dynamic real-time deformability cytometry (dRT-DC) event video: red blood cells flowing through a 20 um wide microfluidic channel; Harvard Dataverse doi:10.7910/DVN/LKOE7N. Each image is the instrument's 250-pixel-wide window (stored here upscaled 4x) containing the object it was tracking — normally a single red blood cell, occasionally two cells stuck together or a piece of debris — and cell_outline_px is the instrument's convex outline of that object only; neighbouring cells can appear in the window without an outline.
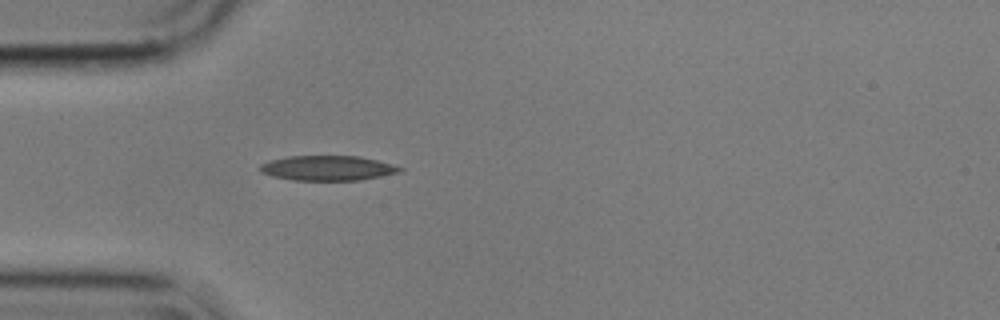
{"species": "common noctule bat (a hibernating species)", "species_latin": "Nyctalus noctula", "temperature_condition": "cold", "stored_images_in_passage": 17, "camera_frame_rate_fps": 3000, "um_per_image_px": 0.085, "animal": {"sex": "male", "body_mass_g": 17.9}, "frame": {"image": 1, "passage_image": 1, "time_ms": 0.0, "image_size_px": [1000, 320], "cell_outline_px": [[404, 168], [400, 172], [360, 180], [292, 180], [272, 176], [260, 172], [260, 164], [268, 160], [288, 156], [360, 156], [376, 160]], "centroid_in_image_um": [27.8, 14.28], "position_along_channel_um": 57.2, "area_um2": 20.23}}
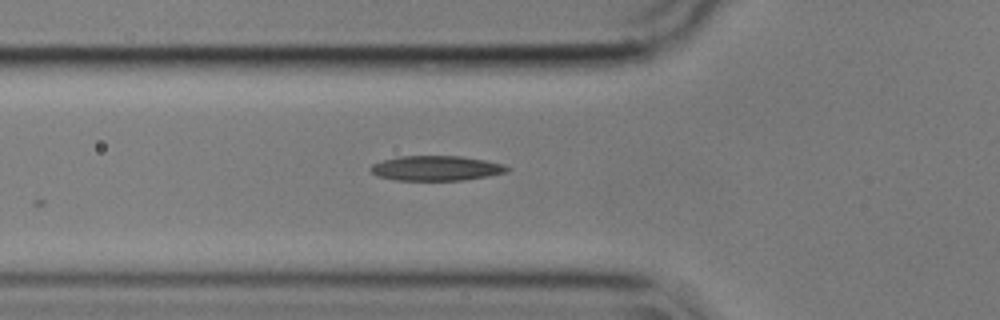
{"frame": {"image": 2, "passage_image": 4, "time_ms": 1.0, "image_size_px": [1000, 320], "cell_outline_px": [[512, 168], [508, 172], [488, 176], [464, 180], [396, 180], [376, 176], [368, 168], [372, 164], [384, 160], [400, 156], [460, 156], [484, 160], [504, 164]], "centroid_in_image_um": [37.09, 14.3], "position_along_channel_um": 88.7, "area_um2": 19.88}}
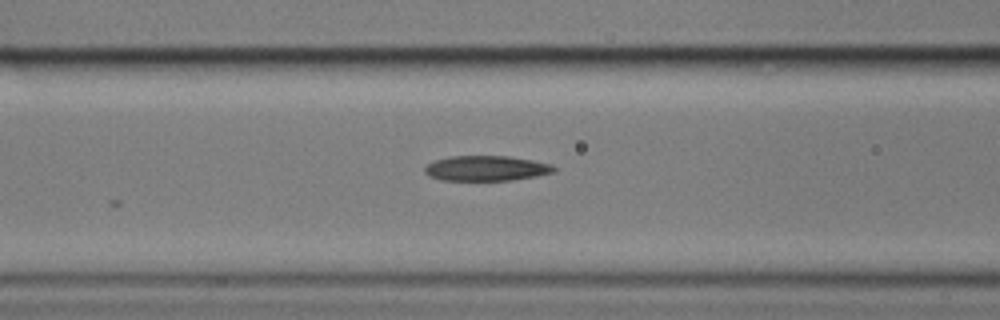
{"frame": {"image": 3, "passage_image": 7, "time_ms": 2.0, "image_size_px": [1000, 320], "cell_outline_px": [[556, 172], [536, 176], [512, 180], [440, 180], [428, 176], [424, 172], [424, 168], [428, 164], [436, 160], [448, 156], [508, 156], [532, 160], [552, 164], [556, 168]], "centroid_in_image_um": [41.34, 14.3], "position_along_channel_um": 125.3, "area_um2": 19.02}}